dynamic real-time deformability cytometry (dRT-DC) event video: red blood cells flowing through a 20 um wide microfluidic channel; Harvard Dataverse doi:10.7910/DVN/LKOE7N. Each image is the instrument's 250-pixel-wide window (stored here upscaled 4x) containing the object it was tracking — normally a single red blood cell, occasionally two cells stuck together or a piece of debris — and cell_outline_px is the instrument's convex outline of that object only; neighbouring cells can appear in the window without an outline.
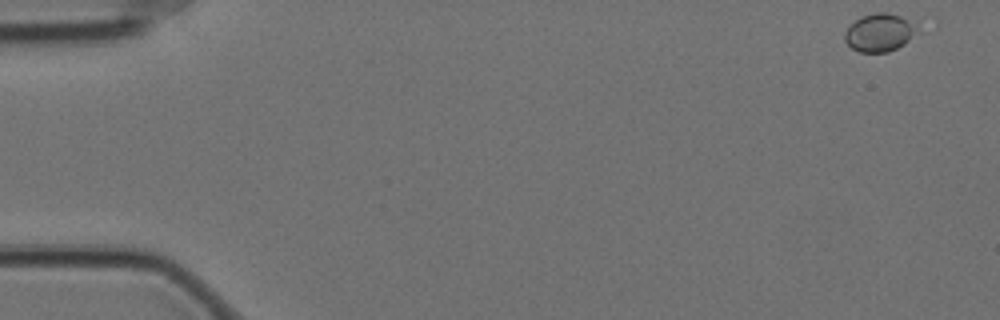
{"species": "Egyptian fruit bat (a non-hibernating species)", "species_latin": "Rousettus aegyptiacus", "temperature_condition": "cold", "stored_images_in_passage": 11, "camera_frame_rate_fps": 3000, "um_per_image_px": 0.085, "animal": {"sex": "female"}, "frame": {"image": 1, "passage_image": 1, "time_ms": 0.0, "image_size_px": [1000, 320], "cell_outline_px": [[936, 28], [888, 52], [860, 52], [852, 48], [844, 40], [844, 32], [856, 20], [864, 16], [876, 12], [884, 12], [936, 24]], "centroid_in_image_um": [75.17, 2.73], "position_along_channel_um": 9.8, "area_um2": 17.86}}